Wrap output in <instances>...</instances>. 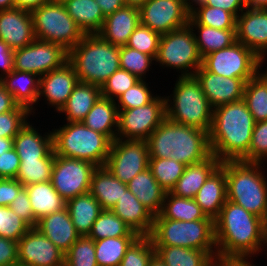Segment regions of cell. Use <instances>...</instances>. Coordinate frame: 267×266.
<instances>
[{"mask_svg": "<svg viewBox=\"0 0 267 266\" xmlns=\"http://www.w3.org/2000/svg\"><path fill=\"white\" fill-rule=\"evenodd\" d=\"M217 257L251 260L265 249L266 222L227 200L214 220Z\"/></svg>", "mask_w": 267, "mask_h": 266, "instance_id": "obj_1", "label": "cell"}, {"mask_svg": "<svg viewBox=\"0 0 267 266\" xmlns=\"http://www.w3.org/2000/svg\"><path fill=\"white\" fill-rule=\"evenodd\" d=\"M254 125L253 115L243 99L214 108L208 133L211 154L221 162H249Z\"/></svg>", "mask_w": 267, "mask_h": 266, "instance_id": "obj_2", "label": "cell"}, {"mask_svg": "<svg viewBox=\"0 0 267 266\" xmlns=\"http://www.w3.org/2000/svg\"><path fill=\"white\" fill-rule=\"evenodd\" d=\"M150 158H174L184 165L196 164L211 155L207 131L165 118L146 140Z\"/></svg>", "mask_w": 267, "mask_h": 266, "instance_id": "obj_3", "label": "cell"}, {"mask_svg": "<svg viewBox=\"0 0 267 266\" xmlns=\"http://www.w3.org/2000/svg\"><path fill=\"white\" fill-rule=\"evenodd\" d=\"M227 180V200L267 223V176L264 163L225 161L220 165ZM264 170V171H263Z\"/></svg>", "mask_w": 267, "mask_h": 266, "instance_id": "obj_4", "label": "cell"}, {"mask_svg": "<svg viewBox=\"0 0 267 266\" xmlns=\"http://www.w3.org/2000/svg\"><path fill=\"white\" fill-rule=\"evenodd\" d=\"M120 47L104 41L98 34L85 35L69 52L80 82L102 86L120 68Z\"/></svg>", "mask_w": 267, "mask_h": 266, "instance_id": "obj_5", "label": "cell"}, {"mask_svg": "<svg viewBox=\"0 0 267 266\" xmlns=\"http://www.w3.org/2000/svg\"><path fill=\"white\" fill-rule=\"evenodd\" d=\"M178 76L173 94L165 96L166 118L172 122L195 127L209 133L213 108L210 106L200 82L195 76H180L179 74Z\"/></svg>", "mask_w": 267, "mask_h": 266, "instance_id": "obj_6", "label": "cell"}, {"mask_svg": "<svg viewBox=\"0 0 267 266\" xmlns=\"http://www.w3.org/2000/svg\"><path fill=\"white\" fill-rule=\"evenodd\" d=\"M55 155L86 160L97 167L105 166L112 141L83 122H67L52 129Z\"/></svg>", "mask_w": 267, "mask_h": 266, "instance_id": "obj_7", "label": "cell"}, {"mask_svg": "<svg viewBox=\"0 0 267 266\" xmlns=\"http://www.w3.org/2000/svg\"><path fill=\"white\" fill-rule=\"evenodd\" d=\"M149 237L153 246H177L208 251L217 258L213 219L177 221L154 219Z\"/></svg>", "mask_w": 267, "mask_h": 266, "instance_id": "obj_8", "label": "cell"}, {"mask_svg": "<svg viewBox=\"0 0 267 266\" xmlns=\"http://www.w3.org/2000/svg\"><path fill=\"white\" fill-rule=\"evenodd\" d=\"M31 16L36 39L59 44L68 52L85 36L62 2L45 4Z\"/></svg>", "mask_w": 267, "mask_h": 266, "instance_id": "obj_9", "label": "cell"}, {"mask_svg": "<svg viewBox=\"0 0 267 266\" xmlns=\"http://www.w3.org/2000/svg\"><path fill=\"white\" fill-rule=\"evenodd\" d=\"M155 61L163 69H176L180 76H194L202 65V57L189 24L160 36Z\"/></svg>", "mask_w": 267, "mask_h": 266, "instance_id": "obj_10", "label": "cell"}, {"mask_svg": "<svg viewBox=\"0 0 267 266\" xmlns=\"http://www.w3.org/2000/svg\"><path fill=\"white\" fill-rule=\"evenodd\" d=\"M264 63L251 49L239 41L202 58V66L207 71L240 79L253 78L263 68Z\"/></svg>", "mask_w": 267, "mask_h": 266, "instance_id": "obj_11", "label": "cell"}, {"mask_svg": "<svg viewBox=\"0 0 267 266\" xmlns=\"http://www.w3.org/2000/svg\"><path fill=\"white\" fill-rule=\"evenodd\" d=\"M118 139L147 140L166 118L165 95L133 109L118 110Z\"/></svg>", "mask_w": 267, "mask_h": 266, "instance_id": "obj_12", "label": "cell"}, {"mask_svg": "<svg viewBox=\"0 0 267 266\" xmlns=\"http://www.w3.org/2000/svg\"><path fill=\"white\" fill-rule=\"evenodd\" d=\"M97 166L86 160L55 155L51 182L58 194L68 200L90 191L91 178Z\"/></svg>", "mask_w": 267, "mask_h": 266, "instance_id": "obj_13", "label": "cell"}, {"mask_svg": "<svg viewBox=\"0 0 267 266\" xmlns=\"http://www.w3.org/2000/svg\"><path fill=\"white\" fill-rule=\"evenodd\" d=\"M149 158L147 141L116 138L111 144L105 166L117 179L127 184L149 167Z\"/></svg>", "mask_w": 267, "mask_h": 266, "instance_id": "obj_14", "label": "cell"}, {"mask_svg": "<svg viewBox=\"0 0 267 266\" xmlns=\"http://www.w3.org/2000/svg\"><path fill=\"white\" fill-rule=\"evenodd\" d=\"M140 24L160 35L189 23V0H147L140 8Z\"/></svg>", "mask_w": 267, "mask_h": 266, "instance_id": "obj_15", "label": "cell"}, {"mask_svg": "<svg viewBox=\"0 0 267 266\" xmlns=\"http://www.w3.org/2000/svg\"><path fill=\"white\" fill-rule=\"evenodd\" d=\"M68 61V51L61 45L35 39L14 50V70L31 72L39 77L60 68Z\"/></svg>", "mask_w": 267, "mask_h": 266, "instance_id": "obj_16", "label": "cell"}, {"mask_svg": "<svg viewBox=\"0 0 267 266\" xmlns=\"http://www.w3.org/2000/svg\"><path fill=\"white\" fill-rule=\"evenodd\" d=\"M18 262L29 266H61L65 254L37 228H31L18 241Z\"/></svg>", "mask_w": 267, "mask_h": 266, "instance_id": "obj_17", "label": "cell"}, {"mask_svg": "<svg viewBox=\"0 0 267 266\" xmlns=\"http://www.w3.org/2000/svg\"><path fill=\"white\" fill-rule=\"evenodd\" d=\"M194 76L200 82L201 88L213 109L223 104L242 100L245 84L249 80L213 74L202 65Z\"/></svg>", "mask_w": 267, "mask_h": 266, "instance_id": "obj_18", "label": "cell"}, {"mask_svg": "<svg viewBox=\"0 0 267 266\" xmlns=\"http://www.w3.org/2000/svg\"><path fill=\"white\" fill-rule=\"evenodd\" d=\"M236 35L237 41L265 61L267 59V9L245 8L237 17Z\"/></svg>", "mask_w": 267, "mask_h": 266, "instance_id": "obj_19", "label": "cell"}, {"mask_svg": "<svg viewBox=\"0 0 267 266\" xmlns=\"http://www.w3.org/2000/svg\"><path fill=\"white\" fill-rule=\"evenodd\" d=\"M79 82L72 64L67 61L60 68L54 69L40 77L39 101L44 97L48 106L59 112L66 104L73 88ZM41 97V98H40Z\"/></svg>", "mask_w": 267, "mask_h": 266, "instance_id": "obj_20", "label": "cell"}, {"mask_svg": "<svg viewBox=\"0 0 267 266\" xmlns=\"http://www.w3.org/2000/svg\"><path fill=\"white\" fill-rule=\"evenodd\" d=\"M36 39L31 12L12 8L0 11V40L14 51Z\"/></svg>", "mask_w": 267, "mask_h": 266, "instance_id": "obj_21", "label": "cell"}, {"mask_svg": "<svg viewBox=\"0 0 267 266\" xmlns=\"http://www.w3.org/2000/svg\"><path fill=\"white\" fill-rule=\"evenodd\" d=\"M35 127L30 121L27 122L13 139L20 160L55 158L52 131L41 135Z\"/></svg>", "mask_w": 267, "mask_h": 266, "instance_id": "obj_22", "label": "cell"}, {"mask_svg": "<svg viewBox=\"0 0 267 266\" xmlns=\"http://www.w3.org/2000/svg\"><path fill=\"white\" fill-rule=\"evenodd\" d=\"M139 24V8L125 5L105 17L102 29L98 35L104 41L115 46H125L130 35Z\"/></svg>", "mask_w": 267, "mask_h": 266, "instance_id": "obj_23", "label": "cell"}, {"mask_svg": "<svg viewBox=\"0 0 267 266\" xmlns=\"http://www.w3.org/2000/svg\"><path fill=\"white\" fill-rule=\"evenodd\" d=\"M36 228L64 254L80 237L73 225L67 207L38 220Z\"/></svg>", "mask_w": 267, "mask_h": 266, "instance_id": "obj_24", "label": "cell"}, {"mask_svg": "<svg viewBox=\"0 0 267 266\" xmlns=\"http://www.w3.org/2000/svg\"><path fill=\"white\" fill-rule=\"evenodd\" d=\"M139 236H149L154 215L127 189L111 209Z\"/></svg>", "mask_w": 267, "mask_h": 266, "instance_id": "obj_25", "label": "cell"}, {"mask_svg": "<svg viewBox=\"0 0 267 266\" xmlns=\"http://www.w3.org/2000/svg\"><path fill=\"white\" fill-rule=\"evenodd\" d=\"M4 88L13 96L15 102L27 108L34 116L39 95L40 77L37 74L12 70L0 79Z\"/></svg>", "mask_w": 267, "mask_h": 266, "instance_id": "obj_26", "label": "cell"}, {"mask_svg": "<svg viewBox=\"0 0 267 266\" xmlns=\"http://www.w3.org/2000/svg\"><path fill=\"white\" fill-rule=\"evenodd\" d=\"M194 199L206 217L215 220L219 216L227 201V180L221 166L208 177Z\"/></svg>", "mask_w": 267, "mask_h": 266, "instance_id": "obj_27", "label": "cell"}, {"mask_svg": "<svg viewBox=\"0 0 267 266\" xmlns=\"http://www.w3.org/2000/svg\"><path fill=\"white\" fill-rule=\"evenodd\" d=\"M220 165L221 161L215 155L211 154L202 162L185 166L182 176L171 189L170 193L178 197L194 199L208 177Z\"/></svg>", "mask_w": 267, "mask_h": 266, "instance_id": "obj_28", "label": "cell"}, {"mask_svg": "<svg viewBox=\"0 0 267 266\" xmlns=\"http://www.w3.org/2000/svg\"><path fill=\"white\" fill-rule=\"evenodd\" d=\"M127 189V184L117 179L106 166H100L92 174L89 192L103 210H111Z\"/></svg>", "mask_w": 267, "mask_h": 266, "instance_id": "obj_29", "label": "cell"}, {"mask_svg": "<svg viewBox=\"0 0 267 266\" xmlns=\"http://www.w3.org/2000/svg\"><path fill=\"white\" fill-rule=\"evenodd\" d=\"M127 186L154 216L160 214L167 192L156 181L149 167L131 179Z\"/></svg>", "mask_w": 267, "mask_h": 266, "instance_id": "obj_30", "label": "cell"}, {"mask_svg": "<svg viewBox=\"0 0 267 266\" xmlns=\"http://www.w3.org/2000/svg\"><path fill=\"white\" fill-rule=\"evenodd\" d=\"M101 96L100 86L79 81L58 113H64L67 122H82Z\"/></svg>", "mask_w": 267, "mask_h": 266, "instance_id": "obj_31", "label": "cell"}, {"mask_svg": "<svg viewBox=\"0 0 267 266\" xmlns=\"http://www.w3.org/2000/svg\"><path fill=\"white\" fill-rule=\"evenodd\" d=\"M118 118L116 101L101 96L82 122L90 129L106 135L113 142L117 137Z\"/></svg>", "mask_w": 267, "mask_h": 266, "instance_id": "obj_32", "label": "cell"}, {"mask_svg": "<svg viewBox=\"0 0 267 266\" xmlns=\"http://www.w3.org/2000/svg\"><path fill=\"white\" fill-rule=\"evenodd\" d=\"M66 207L80 236H88L90 234L93 223L103 211L99 202L90 192L68 200Z\"/></svg>", "mask_w": 267, "mask_h": 266, "instance_id": "obj_33", "label": "cell"}, {"mask_svg": "<svg viewBox=\"0 0 267 266\" xmlns=\"http://www.w3.org/2000/svg\"><path fill=\"white\" fill-rule=\"evenodd\" d=\"M62 3L85 35L101 31L105 17L95 0H64Z\"/></svg>", "mask_w": 267, "mask_h": 266, "instance_id": "obj_34", "label": "cell"}, {"mask_svg": "<svg viewBox=\"0 0 267 266\" xmlns=\"http://www.w3.org/2000/svg\"><path fill=\"white\" fill-rule=\"evenodd\" d=\"M25 188L37 221L66 207V201L54 189L51 181L27 185Z\"/></svg>", "mask_w": 267, "mask_h": 266, "instance_id": "obj_35", "label": "cell"}, {"mask_svg": "<svg viewBox=\"0 0 267 266\" xmlns=\"http://www.w3.org/2000/svg\"><path fill=\"white\" fill-rule=\"evenodd\" d=\"M188 24L194 32L197 48L202 58L209 53L231 46L237 41L236 29H216L199 23Z\"/></svg>", "mask_w": 267, "mask_h": 266, "instance_id": "obj_36", "label": "cell"}, {"mask_svg": "<svg viewBox=\"0 0 267 266\" xmlns=\"http://www.w3.org/2000/svg\"><path fill=\"white\" fill-rule=\"evenodd\" d=\"M155 255L166 266H207L213 256L208 251L177 246H154Z\"/></svg>", "mask_w": 267, "mask_h": 266, "instance_id": "obj_37", "label": "cell"}, {"mask_svg": "<svg viewBox=\"0 0 267 266\" xmlns=\"http://www.w3.org/2000/svg\"><path fill=\"white\" fill-rule=\"evenodd\" d=\"M154 219L194 221L211 218L206 217L195 199L178 197L167 192L161 212L159 215L154 216Z\"/></svg>", "mask_w": 267, "mask_h": 266, "instance_id": "obj_38", "label": "cell"}, {"mask_svg": "<svg viewBox=\"0 0 267 266\" xmlns=\"http://www.w3.org/2000/svg\"><path fill=\"white\" fill-rule=\"evenodd\" d=\"M243 100L255 123L267 121V70L261 69L246 82Z\"/></svg>", "mask_w": 267, "mask_h": 266, "instance_id": "obj_39", "label": "cell"}, {"mask_svg": "<svg viewBox=\"0 0 267 266\" xmlns=\"http://www.w3.org/2000/svg\"><path fill=\"white\" fill-rule=\"evenodd\" d=\"M189 23H199L216 29H236L237 18L226 10L196 1L190 4Z\"/></svg>", "mask_w": 267, "mask_h": 266, "instance_id": "obj_40", "label": "cell"}, {"mask_svg": "<svg viewBox=\"0 0 267 266\" xmlns=\"http://www.w3.org/2000/svg\"><path fill=\"white\" fill-rule=\"evenodd\" d=\"M89 238L95 240L115 237H139L112 210H103L93 223Z\"/></svg>", "mask_w": 267, "mask_h": 266, "instance_id": "obj_41", "label": "cell"}, {"mask_svg": "<svg viewBox=\"0 0 267 266\" xmlns=\"http://www.w3.org/2000/svg\"><path fill=\"white\" fill-rule=\"evenodd\" d=\"M138 237H115L95 240L98 266H119L126 250Z\"/></svg>", "mask_w": 267, "mask_h": 266, "instance_id": "obj_42", "label": "cell"}, {"mask_svg": "<svg viewBox=\"0 0 267 266\" xmlns=\"http://www.w3.org/2000/svg\"><path fill=\"white\" fill-rule=\"evenodd\" d=\"M185 166L171 157L169 159L149 158V169L166 192H170L175 186L182 176Z\"/></svg>", "mask_w": 267, "mask_h": 266, "instance_id": "obj_43", "label": "cell"}, {"mask_svg": "<svg viewBox=\"0 0 267 266\" xmlns=\"http://www.w3.org/2000/svg\"><path fill=\"white\" fill-rule=\"evenodd\" d=\"M55 158L39 160H20L17 179L24 187L40 182L51 181L52 168Z\"/></svg>", "mask_w": 267, "mask_h": 266, "instance_id": "obj_44", "label": "cell"}, {"mask_svg": "<svg viewBox=\"0 0 267 266\" xmlns=\"http://www.w3.org/2000/svg\"><path fill=\"white\" fill-rule=\"evenodd\" d=\"M154 61L155 59L152 56L139 52L136 49L128 46L120 47V68L128 71L140 80H145L146 73L149 69H152L150 66L154 64Z\"/></svg>", "mask_w": 267, "mask_h": 266, "instance_id": "obj_45", "label": "cell"}, {"mask_svg": "<svg viewBox=\"0 0 267 266\" xmlns=\"http://www.w3.org/2000/svg\"><path fill=\"white\" fill-rule=\"evenodd\" d=\"M65 264L67 266H98L94 240L88 236H80L65 253Z\"/></svg>", "mask_w": 267, "mask_h": 266, "instance_id": "obj_46", "label": "cell"}, {"mask_svg": "<svg viewBox=\"0 0 267 266\" xmlns=\"http://www.w3.org/2000/svg\"><path fill=\"white\" fill-rule=\"evenodd\" d=\"M155 256V248L149 236H139L126 250L119 266H148Z\"/></svg>", "mask_w": 267, "mask_h": 266, "instance_id": "obj_47", "label": "cell"}, {"mask_svg": "<svg viewBox=\"0 0 267 266\" xmlns=\"http://www.w3.org/2000/svg\"><path fill=\"white\" fill-rule=\"evenodd\" d=\"M160 34L139 24L130 35L125 46L131 47L156 59L159 48Z\"/></svg>", "mask_w": 267, "mask_h": 266, "instance_id": "obj_48", "label": "cell"}, {"mask_svg": "<svg viewBox=\"0 0 267 266\" xmlns=\"http://www.w3.org/2000/svg\"><path fill=\"white\" fill-rule=\"evenodd\" d=\"M148 85L146 80H140L133 87L122 93L115 100L118 110L133 109L151 102L157 94H152Z\"/></svg>", "mask_w": 267, "mask_h": 266, "instance_id": "obj_49", "label": "cell"}, {"mask_svg": "<svg viewBox=\"0 0 267 266\" xmlns=\"http://www.w3.org/2000/svg\"><path fill=\"white\" fill-rule=\"evenodd\" d=\"M140 79L119 68L100 87L102 97L116 100L122 93L133 87Z\"/></svg>", "mask_w": 267, "mask_h": 266, "instance_id": "obj_50", "label": "cell"}, {"mask_svg": "<svg viewBox=\"0 0 267 266\" xmlns=\"http://www.w3.org/2000/svg\"><path fill=\"white\" fill-rule=\"evenodd\" d=\"M31 227L17 216L10 207L0 206V236L15 242Z\"/></svg>", "mask_w": 267, "mask_h": 266, "instance_id": "obj_51", "label": "cell"}, {"mask_svg": "<svg viewBox=\"0 0 267 266\" xmlns=\"http://www.w3.org/2000/svg\"><path fill=\"white\" fill-rule=\"evenodd\" d=\"M30 115L27 108L19 105L13 111L0 114V137L14 139L29 121Z\"/></svg>", "mask_w": 267, "mask_h": 266, "instance_id": "obj_52", "label": "cell"}, {"mask_svg": "<svg viewBox=\"0 0 267 266\" xmlns=\"http://www.w3.org/2000/svg\"><path fill=\"white\" fill-rule=\"evenodd\" d=\"M249 162H267V121L257 122L254 125L249 147Z\"/></svg>", "mask_w": 267, "mask_h": 266, "instance_id": "obj_53", "label": "cell"}, {"mask_svg": "<svg viewBox=\"0 0 267 266\" xmlns=\"http://www.w3.org/2000/svg\"><path fill=\"white\" fill-rule=\"evenodd\" d=\"M10 209L25 221L31 228H36L37 220L34 217L32 211V205L30 203L29 195L25 187H23L14 201L10 204Z\"/></svg>", "mask_w": 267, "mask_h": 266, "instance_id": "obj_54", "label": "cell"}, {"mask_svg": "<svg viewBox=\"0 0 267 266\" xmlns=\"http://www.w3.org/2000/svg\"><path fill=\"white\" fill-rule=\"evenodd\" d=\"M20 167V158L12 148L0 154V178L15 179Z\"/></svg>", "mask_w": 267, "mask_h": 266, "instance_id": "obj_55", "label": "cell"}, {"mask_svg": "<svg viewBox=\"0 0 267 266\" xmlns=\"http://www.w3.org/2000/svg\"><path fill=\"white\" fill-rule=\"evenodd\" d=\"M23 187L17 179L0 178V206L9 207Z\"/></svg>", "mask_w": 267, "mask_h": 266, "instance_id": "obj_56", "label": "cell"}, {"mask_svg": "<svg viewBox=\"0 0 267 266\" xmlns=\"http://www.w3.org/2000/svg\"><path fill=\"white\" fill-rule=\"evenodd\" d=\"M18 262V242L0 236V266H12Z\"/></svg>", "mask_w": 267, "mask_h": 266, "instance_id": "obj_57", "label": "cell"}, {"mask_svg": "<svg viewBox=\"0 0 267 266\" xmlns=\"http://www.w3.org/2000/svg\"><path fill=\"white\" fill-rule=\"evenodd\" d=\"M204 5L221 8L236 18L246 8L244 0H200Z\"/></svg>", "mask_w": 267, "mask_h": 266, "instance_id": "obj_58", "label": "cell"}, {"mask_svg": "<svg viewBox=\"0 0 267 266\" xmlns=\"http://www.w3.org/2000/svg\"><path fill=\"white\" fill-rule=\"evenodd\" d=\"M14 69V51L0 40V79L8 75Z\"/></svg>", "mask_w": 267, "mask_h": 266, "instance_id": "obj_59", "label": "cell"}, {"mask_svg": "<svg viewBox=\"0 0 267 266\" xmlns=\"http://www.w3.org/2000/svg\"><path fill=\"white\" fill-rule=\"evenodd\" d=\"M18 104L0 82V114L13 111Z\"/></svg>", "mask_w": 267, "mask_h": 266, "instance_id": "obj_60", "label": "cell"}, {"mask_svg": "<svg viewBox=\"0 0 267 266\" xmlns=\"http://www.w3.org/2000/svg\"><path fill=\"white\" fill-rule=\"evenodd\" d=\"M100 6L104 17L125 6L124 0H95Z\"/></svg>", "mask_w": 267, "mask_h": 266, "instance_id": "obj_61", "label": "cell"}, {"mask_svg": "<svg viewBox=\"0 0 267 266\" xmlns=\"http://www.w3.org/2000/svg\"><path fill=\"white\" fill-rule=\"evenodd\" d=\"M53 0H15V8L32 12L39 7L52 2Z\"/></svg>", "mask_w": 267, "mask_h": 266, "instance_id": "obj_62", "label": "cell"}, {"mask_svg": "<svg viewBox=\"0 0 267 266\" xmlns=\"http://www.w3.org/2000/svg\"><path fill=\"white\" fill-rule=\"evenodd\" d=\"M207 266H240V260L213 258Z\"/></svg>", "mask_w": 267, "mask_h": 266, "instance_id": "obj_63", "label": "cell"}, {"mask_svg": "<svg viewBox=\"0 0 267 266\" xmlns=\"http://www.w3.org/2000/svg\"><path fill=\"white\" fill-rule=\"evenodd\" d=\"M246 8L267 9V0H244Z\"/></svg>", "mask_w": 267, "mask_h": 266, "instance_id": "obj_64", "label": "cell"}, {"mask_svg": "<svg viewBox=\"0 0 267 266\" xmlns=\"http://www.w3.org/2000/svg\"><path fill=\"white\" fill-rule=\"evenodd\" d=\"M14 148V140L9 138L0 137V154Z\"/></svg>", "mask_w": 267, "mask_h": 266, "instance_id": "obj_65", "label": "cell"}, {"mask_svg": "<svg viewBox=\"0 0 267 266\" xmlns=\"http://www.w3.org/2000/svg\"><path fill=\"white\" fill-rule=\"evenodd\" d=\"M15 8V0H0V11Z\"/></svg>", "mask_w": 267, "mask_h": 266, "instance_id": "obj_66", "label": "cell"}, {"mask_svg": "<svg viewBox=\"0 0 267 266\" xmlns=\"http://www.w3.org/2000/svg\"><path fill=\"white\" fill-rule=\"evenodd\" d=\"M147 0H124L125 5L140 8Z\"/></svg>", "mask_w": 267, "mask_h": 266, "instance_id": "obj_67", "label": "cell"}, {"mask_svg": "<svg viewBox=\"0 0 267 266\" xmlns=\"http://www.w3.org/2000/svg\"><path fill=\"white\" fill-rule=\"evenodd\" d=\"M148 266H166L156 255L151 259Z\"/></svg>", "mask_w": 267, "mask_h": 266, "instance_id": "obj_68", "label": "cell"}, {"mask_svg": "<svg viewBox=\"0 0 267 266\" xmlns=\"http://www.w3.org/2000/svg\"><path fill=\"white\" fill-rule=\"evenodd\" d=\"M240 266H257V265H255L254 263H252V260L251 261H243V260H240Z\"/></svg>", "mask_w": 267, "mask_h": 266, "instance_id": "obj_69", "label": "cell"}, {"mask_svg": "<svg viewBox=\"0 0 267 266\" xmlns=\"http://www.w3.org/2000/svg\"><path fill=\"white\" fill-rule=\"evenodd\" d=\"M266 250H267V223H266V236H265V249H264V251H266ZM265 254H267V253H265Z\"/></svg>", "mask_w": 267, "mask_h": 266, "instance_id": "obj_70", "label": "cell"}, {"mask_svg": "<svg viewBox=\"0 0 267 266\" xmlns=\"http://www.w3.org/2000/svg\"><path fill=\"white\" fill-rule=\"evenodd\" d=\"M12 266H29V265H25V264H21V263L17 262V263H15V264L12 265Z\"/></svg>", "mask_w": 267, "mask_h": 266, "instance_id": "obj_71", "label": "cell"}, {"mask_svg": "<svg viewBox=\"0 0 267 266\" xmlns=\"http://www.w3.org/2000/svg\"><path fill=\"white\" fill-rule=\"evenodd\" d=\"M196 1H200V0H189V4L194 3Z\"/></svg>", "mask_w": 267, "mask_h": 266, "instance_id": "obj_72", "label": "cell"}, {"mask_svg": "<svg viewBox=\"0 0 267 266\" xmlns=\"http://www.w3.org/2000/svg\"><path fill=\"white\" fill-rule=\"evenodd\" d=\"M53 1H57V2H63L64 0H53Z\"/></svg>", "mask_w": 267, "mask_h": 266, "instance_id": "obj_73", "label": "cell"}]
</instances>
